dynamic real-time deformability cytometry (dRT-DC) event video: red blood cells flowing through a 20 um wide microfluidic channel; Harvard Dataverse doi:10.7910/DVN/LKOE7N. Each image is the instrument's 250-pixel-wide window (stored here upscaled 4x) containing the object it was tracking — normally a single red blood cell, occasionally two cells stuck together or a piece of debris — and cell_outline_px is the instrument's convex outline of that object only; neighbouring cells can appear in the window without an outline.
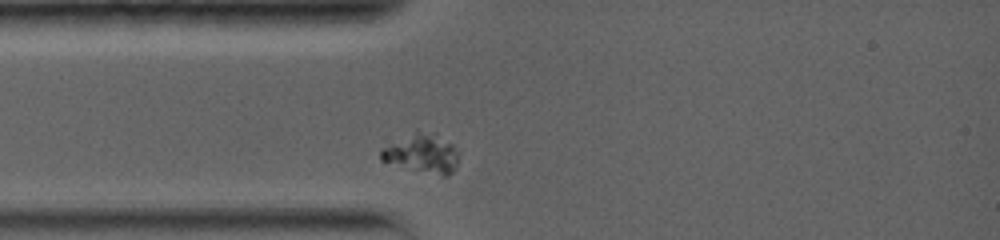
{"species": "common noctule bat (a hibernating species)", "species_latin": "Nyctalus noctula", "temperature_condition": "warm", "stored_images_in_passage": 5, "camera_frame_rate_fps": 5000, "um_per_image_px": 0.085, "animal": {"sex": "female", "body_mass_g": 19.0, "forearm_length_mm": 56.7}, "frame": {"image": 1, "passage_image": 1, "time_ms": 0.0, "image_size_px": [1000, 240], "cell_outline_px": [[460, 152], [456, 168], [448, 176], [444, 176], [380, 160], [380, 152], [384, 148], [416, 128], [436, 132], [452, 144]], "centroid_in_image_um": [35.95, 12.97], "position_along_channel_um": 49.1, "area_um2": 17.8}}
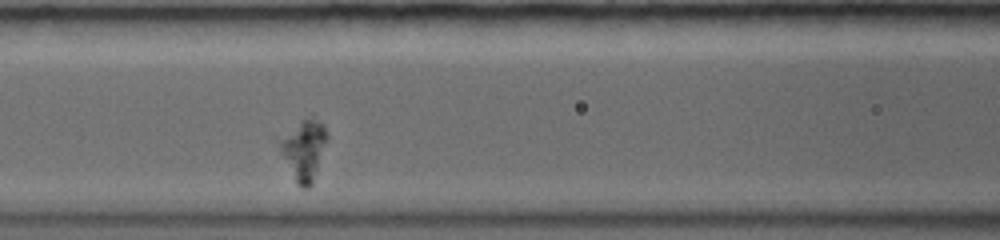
{"frame": {"image": 2, "passage_image": 4, "time_ms": 2.6, "image_size_px": [1000, 240], "cell_outline_px": [[328, 140], [312, 184], [308, 188], [304, 188], [296, 180], [280, 152], [280, 144], [304, 120], [312, 120], [320, 124], [324, 128], [328, 136]], "centroid_in_image_um": [25.91, 12.84], "position_along_channel_um": 140.7, "area_um2": 15.03}}
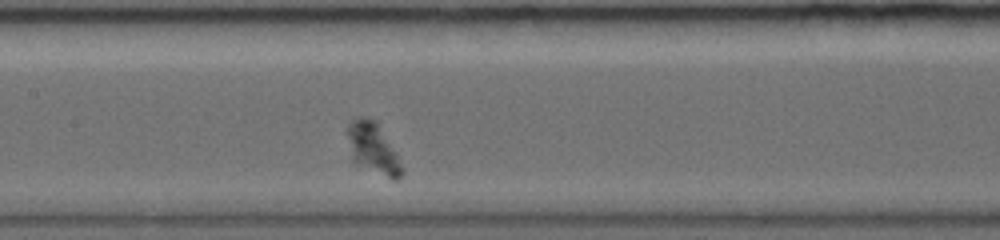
{"frame": {"image": 3, "passage_image": 5, "time_ms": 3.6, "image_size_px": [1000, 240], "cell_outline_px": [[404, 172], [396, 180], [392, 180], [352, 164], [348, 136], [348, 124], [352, 120], [360, 116], [364, 116], [376, 120], [396, 152], [404, 168]], "centroid_in_image_um": [31.71, 12.65], "position_along_channel_um": 175.7, "area_um2": 16.59}}